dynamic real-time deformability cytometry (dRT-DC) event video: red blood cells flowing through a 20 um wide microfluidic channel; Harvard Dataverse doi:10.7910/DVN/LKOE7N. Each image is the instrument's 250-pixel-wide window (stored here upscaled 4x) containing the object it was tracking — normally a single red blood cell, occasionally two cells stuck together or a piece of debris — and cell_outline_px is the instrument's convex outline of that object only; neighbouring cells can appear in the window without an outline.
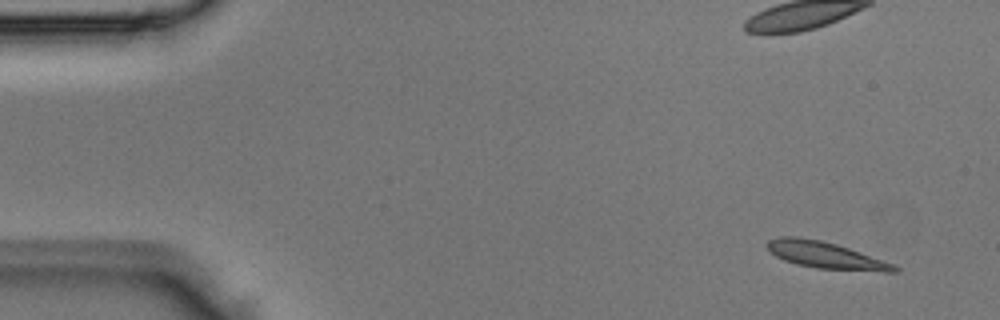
{"species": "Egyptian fruit bat (a non-hibernating species)", "species_latin": "Rousettus aegyptiacus", "temperature_condition": "room temperature", "stored_images_in_passage": 6, "camera_frame_rate_fps": 3000, "um_per_image_px": 0.085, "animal": {"sex": "male"}, "frame": {"image": 1, "passage_image": 1, "time_ms": 0.0, "image_size_px": [1000, 320], "cell_outline_px": [[900, 272], [884, 272], [816, 268], [796, 264], [784, 260], [776, 256], [764, 244], [768, 240], [780, 236], [796, 236], [820, 240], [836, 244], [896, 264], [900, 268]], "centroid_in_image_um": [70.21, 21.7], "position_along_channel_um": 14.8, "area_um2": 19.88}}
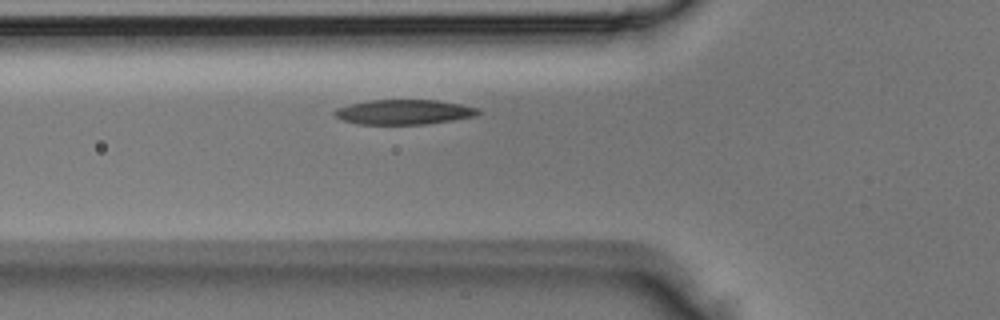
{"frame": {"image": 2, "passage_image": 5, "time_ms": 1.333, "image_size_px": [1000, 320], "cell_outline_px": [[484, 112], [476, 116], [452, 120], [424, 124], [360, 124], [344, 120], [336, 116], [332, 112], [336, 108], [352, 104], [372, 100], [436, 100], [460, 104], [480, 108]], "centroid_in_image_um": [34.4, 9.52], "position_along_channel_um": 91.4, "area_um2": 20.69}}